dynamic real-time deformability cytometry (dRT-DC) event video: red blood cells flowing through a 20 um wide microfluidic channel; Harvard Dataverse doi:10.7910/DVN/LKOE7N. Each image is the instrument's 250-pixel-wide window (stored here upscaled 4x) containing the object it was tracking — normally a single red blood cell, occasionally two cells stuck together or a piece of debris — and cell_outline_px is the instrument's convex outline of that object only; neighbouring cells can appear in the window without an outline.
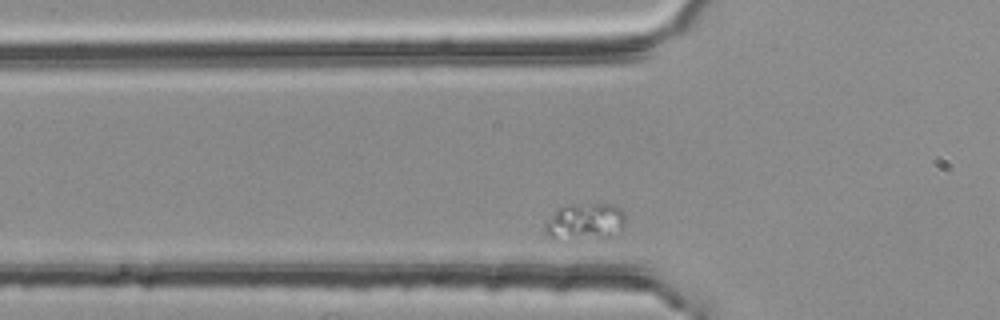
{"species": "common noctule bat (a hibernating species)", "species_latin": "Nyctalus noctula", "temperature_condition": "room temperature", "stored_images_in_passage": 31, "camera_frame_rate_fps": 3000, "um_per_image_px": 0.085, "animal": {"sex": "female", "body_mass_g": 25.1}, "frame": {"image": 1, "passage_image": 3, "time_ms": 0.667, "image_size_px": [1000, 320], "cell_outline_px": [[624, 228], [620, 232], [608, 236], [552, 236], [544, 232], [544, 224], [556, 208], [568, 204], [612, 204], [620, 208], [624, 212]], "centroid_in_image_um": [49.76, 18.75], "position_along_channel_um": 76.0, "area_um2": 16.53}}